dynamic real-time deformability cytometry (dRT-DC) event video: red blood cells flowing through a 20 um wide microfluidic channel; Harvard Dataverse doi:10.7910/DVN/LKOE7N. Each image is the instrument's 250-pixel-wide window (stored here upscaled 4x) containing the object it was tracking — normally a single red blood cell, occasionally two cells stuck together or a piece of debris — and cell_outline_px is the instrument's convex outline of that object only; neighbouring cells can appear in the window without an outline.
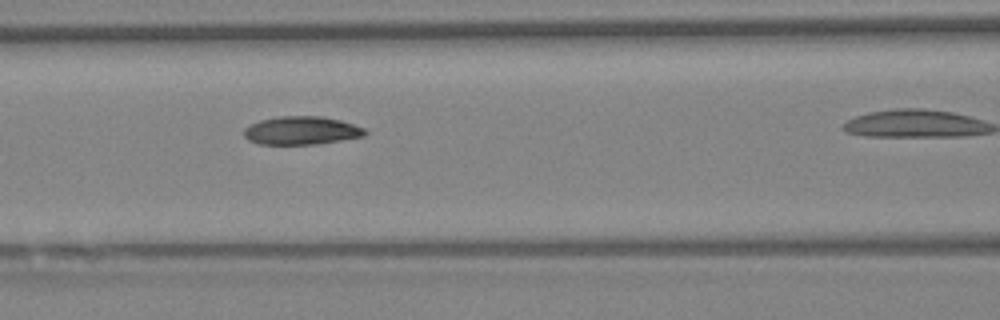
{"species": "Egyptian fruit bat (a non-hibernating species)", "species_latin": "Rousettus aegyptiacus", "temperature_condition": "warm", "stored_images_in_passage": 7, "camera_frame_rate_fps": 3000, "um_per_image_px": 0.085, "animal": {"sex": "female"}, "frame": {"image": 1, "passage_image": 6, "time_ms": 1.667, "image_size_px": [1000, 320], "cell_outline_px": [[368, 132], [364, 136], [316, 144], [260, 144], [248, 140], [244, 136], [244, 128], [260, 120], [280, 116], [320, 116], [340, 120], [364, 128]], "centroid_in_image_um": [25.61, 11.09], "position_along_channel_um": 141.0, "area_um2": 19.77}}